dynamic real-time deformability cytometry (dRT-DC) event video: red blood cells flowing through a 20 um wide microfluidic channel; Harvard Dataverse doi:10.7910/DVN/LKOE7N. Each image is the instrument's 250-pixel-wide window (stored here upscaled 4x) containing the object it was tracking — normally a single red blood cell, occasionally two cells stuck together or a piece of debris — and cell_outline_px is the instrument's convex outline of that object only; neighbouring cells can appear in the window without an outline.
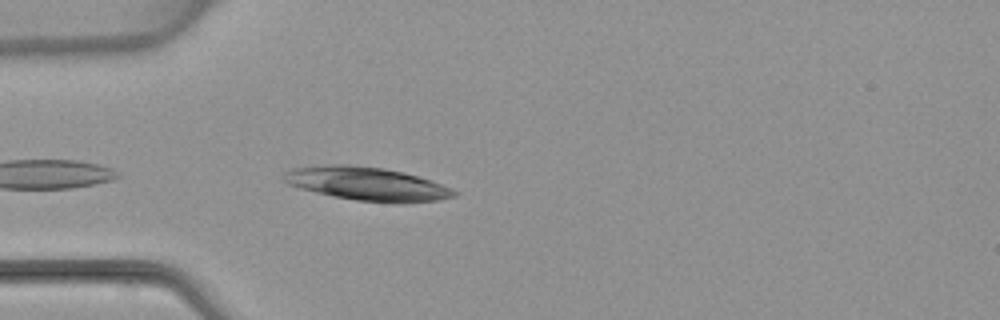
{"species": "common noctule bat (a hibernating species)", "species_latin": "Nyctalus noctula", "temperature_condition": "warm", "stored_images_in_passage": 4, "camera_frame_rate_fps": 3000, "um_per_image_px": 0.085, "animal": {"sex": "female", "body_mass_g": 22.7, "forearm_length_mm": 54.2}, "frame": {"image": 1, "passage_image": 4, "time_ms": 3.667, "image_size_px": [1000, 320], "cell_outline_px": [[460, 192], [456, 196], [440, 200], [400, 204], [356, 200], [332, 196], [300, 188], [288, 184], [284, 180], [284, 172], [292, 168], [324, 164], [348, 164], [384, 168], [416, 176], [452, 188]], "centroid_in_image_um": [31.2, 15.63], "position_along_channel_um": 53.8, "area_um2": 33.29}}